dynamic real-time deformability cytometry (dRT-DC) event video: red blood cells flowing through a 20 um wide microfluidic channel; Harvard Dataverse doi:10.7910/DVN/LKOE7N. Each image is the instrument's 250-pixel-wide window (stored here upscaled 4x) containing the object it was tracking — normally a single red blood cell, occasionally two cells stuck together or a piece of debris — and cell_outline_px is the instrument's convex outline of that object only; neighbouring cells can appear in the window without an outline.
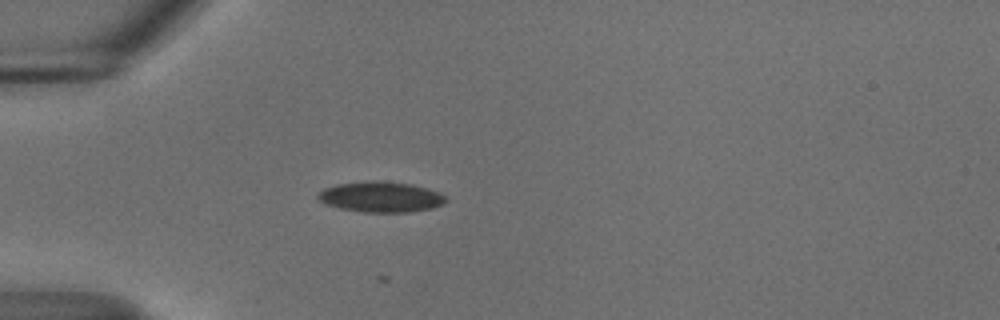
{"species": "common noctule bat (a hibernating species)", "species_latin": "Nyctalus noctula", "temperature_condition": "cold", "stored_images_in_passage": 14, "camera_frame_rate_fps": 3000, "um_per_image_px": 0.085, "animal": {"sex": "male", "body_mass_g": 18.8}, "frame": {"image": 1, "passage_image": 1, "time_ms": 0.0, "image_size_px": [1000, 320], "cell_outline_px": [[448, 200], [444, 204], [432, 208], [408, 212], [364, 212], [340, 208], [324, 204], [316, 196], [324, 188], [336, 184], [412, 184], [428, 188], [440, 192], [448, 196]], "centroid_in_image_um": [32.44, 16.79], "position_along_channel_um": 52.6, "area_um2": 21.85}}
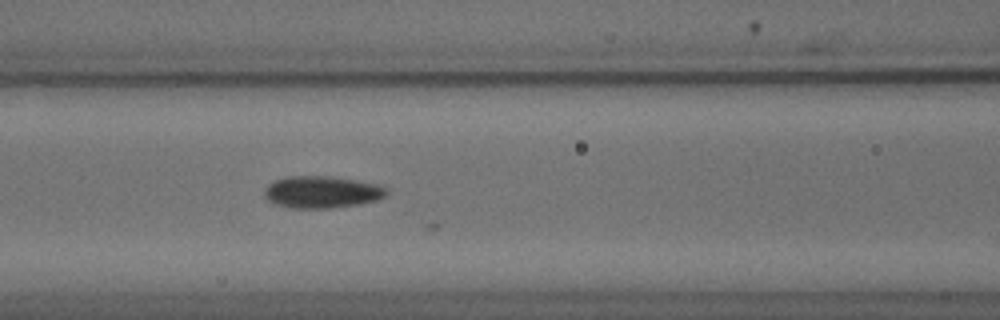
{"frame": {"image": 2, "passage_image": 9, "time_ms": 2.667, "image_size_px": [1000, 320], "cell_outline_px": [[388, 192], [384, 196], [376, 200], [360, 204], [328, 208], [288, 208], [276, 204], [268, 200], [264, 196], [264, 192], [268, 184], [276, 180], [288, 176], [328, 176], [360, 180], [380, 184], [388, 188]], "centroid_in_image_um": [27.38, 16.32], "position_along_channel_um": 139.2, "area_um2": 22.95}}
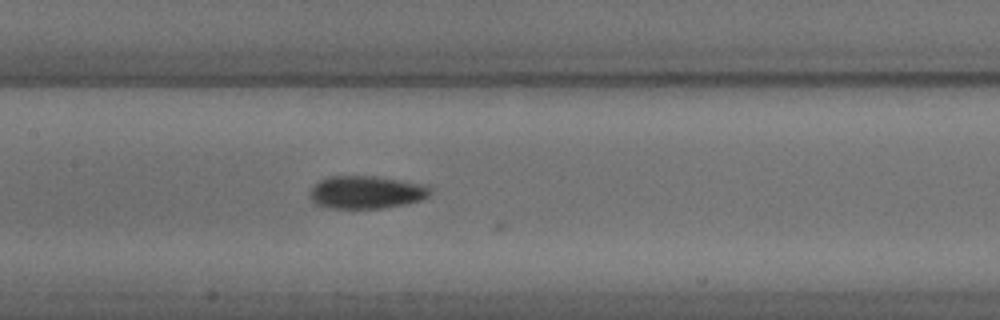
{"frame": {"image": 3, "passage_image": 12, "time_ms": 3.667, "image_size_px": [1000, 320], "cell_outline_px": [[432, 192], [428, 196], [420, 200], [404, 204], [380, 208], [332, 208], [316, 204], [308, 196], [312, 188], [320, 180], [328, 176], [376, 176], [400, 180], [420, 184], [432, 188]], "centroid_in_image_um": [31.12, 16.33], "position_along_channel_um": 176.3, "area_um2": 22.83}}